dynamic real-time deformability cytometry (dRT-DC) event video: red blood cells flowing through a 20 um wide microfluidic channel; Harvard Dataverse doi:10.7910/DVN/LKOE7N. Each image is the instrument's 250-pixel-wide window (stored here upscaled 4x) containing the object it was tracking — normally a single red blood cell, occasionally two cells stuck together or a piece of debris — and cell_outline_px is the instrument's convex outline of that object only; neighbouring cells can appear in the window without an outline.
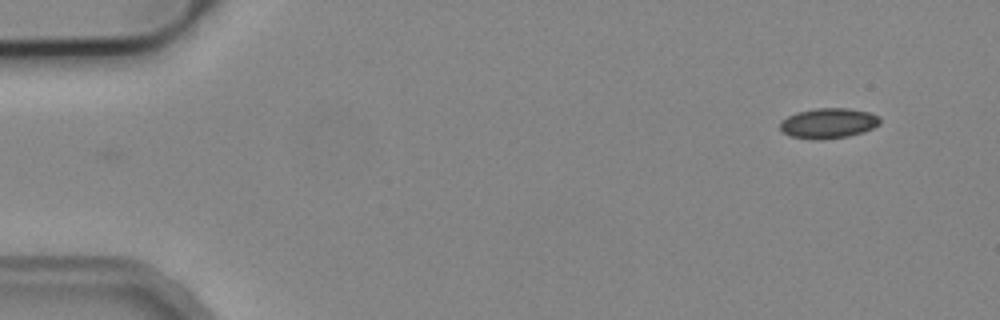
{"species": "common noctule bat (a hibernating species)", "species_latin": "Nyctalus noctula", "temperature_condition": "cold", "stored_images_in_passage": 3, "camera_frame_rate_fps": 3000, "um_per_image_px": 0.085, "animal": {"sex": "male", "body_mass_g": 19.2, "forearm_length_mm": 51.8}, "frame": {"image": 1, "passage_image": 3, "time_ms": 2.333, "image_size_px": [1000, 320], "cell_outline_px": [[880, 124], [864, 132], [848, 136], [820, 140], [812, 140], [788, 136], [780, 132], [780, 120], [796, 112], [816, 108], [848, 108], [868, 112], [880, 116]], "centroid_in_image_um": [70.37, 10.48], "position_along_channel_um": 14.6, "area_um2": 17.92}}